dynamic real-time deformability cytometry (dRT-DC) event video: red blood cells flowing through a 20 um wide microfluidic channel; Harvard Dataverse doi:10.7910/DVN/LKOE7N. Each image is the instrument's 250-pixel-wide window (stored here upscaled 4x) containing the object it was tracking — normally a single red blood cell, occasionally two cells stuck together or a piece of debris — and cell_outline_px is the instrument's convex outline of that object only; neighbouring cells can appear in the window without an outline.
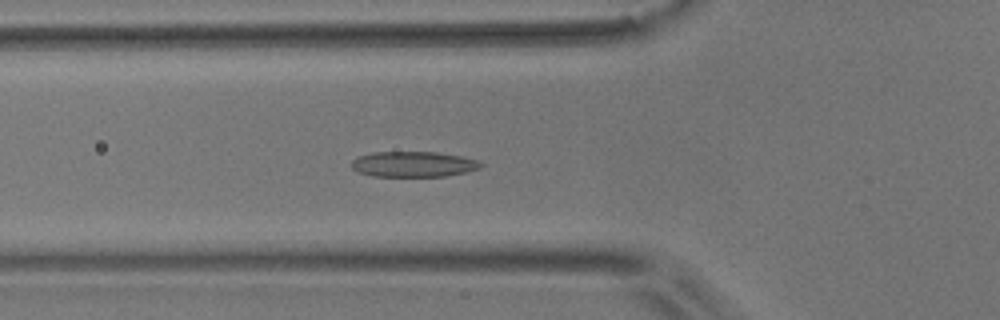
{"species": "common noctule bat (a hibernating species)", "species_latin": "Nyctalus noctula", "temperature_condition": "room temperature", "stored_images_in_passage": 55, "camera_frame_rate_fps": 3000, "um_per_image_px": 0.085, "animal": {"sex": "male", "body_mass_g": 17.9}, "frame": {"image": 1, "passage_image": 19, "time_ms": 6.0, "image_size_px": [1000, 320], "cell_outline_px": [[484, 164], [480, 168], [464, 172], [444, 176], [372, 176], [356, 172], [352, 168], [352, 160], [356, 156], [372, 152], [436, 152], [460, 156], [476, 160]], "centroid_in_image_um": [35.08, 13.95], "position_along_channel_um": 90.7, "area_um2": 19.19}}
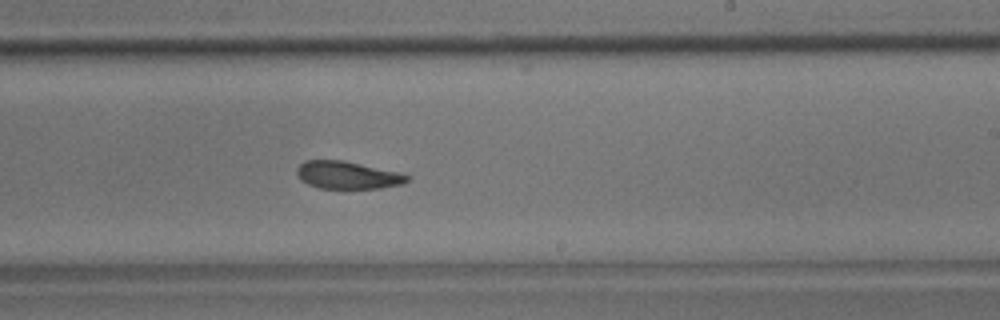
{"frame": {"image": 2, "passage_image": 33, "time_ms": 10.667, "image_size_px": [1000, 320], "cell_outline_px": [[412, 176], [404, 184], [380, 188], [320, 188], [308, 184], [300, 180], [296, 172], [296, 168], [304, 160], [344, 160], [400, 172]], "centroid_in_image_um": [29.56, 14.87], "position_along_channel_um": 259.4, "area_um2": 17.92}}
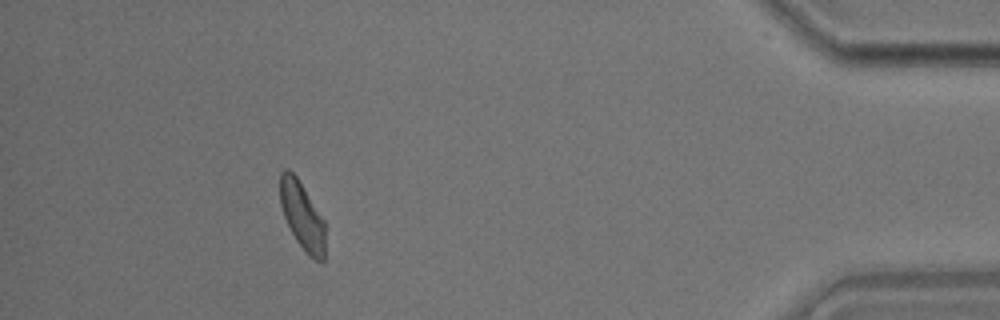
{"frame": {"image": 3, "passage_image": 50, "time_ms": 16.333, "image_size_px": [1000, 320], "cell_outline_px": [[324, 260], [316, 260], [308, 256], [296, 240], [284, 216], [280, 204], [280, 172], [284, 168], [288, 168], [296, 176], [324, 220]], "centroid_in_image_um": [25.66, 18.32], "position_along_channel_um": 409.5, "area_um2": 17.51}, "authors_computed_cell_mechanics": {"area_um2": 18.8428, "velocity_mm_per_s": 3.6109, "shape_relaxation_time_tau1_ms": 6.8597, "shape_relaxation_time_tau2_ms": 3.1679, "deformation_change_tau1": 0.1533, "deformation_change_tau2": 0.1001}}